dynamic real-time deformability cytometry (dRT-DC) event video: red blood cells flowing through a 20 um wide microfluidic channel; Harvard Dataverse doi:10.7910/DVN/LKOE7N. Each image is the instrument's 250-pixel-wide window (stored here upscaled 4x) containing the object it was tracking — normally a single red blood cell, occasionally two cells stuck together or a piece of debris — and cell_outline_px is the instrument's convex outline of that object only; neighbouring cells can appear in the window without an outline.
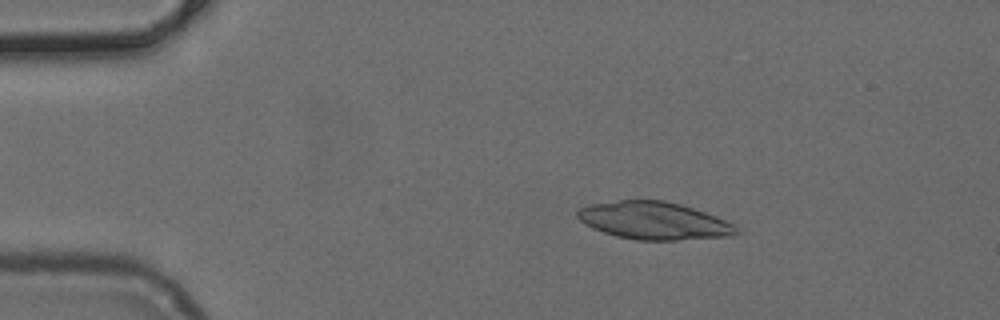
{"species": "common noctule bat (a hibernating species)", "species_latin": "Nyctalus noctula", "temperature_condition": "cold", "stored_images_in_passage": 49, "camera_frame_rate_fps": 3000, "um_per_image_px": 0.085, "animal": {"sex": "female", "body_mass_g": 24.6, "forearm_length_mm": 56.2}, "frame": {"image": 1, "passage_image": 8, "time_ms": 2.333, "image_size_px": [1000, 320], "cell_outline_px": [[740, 232], [732, 236], [676, 240], [636, 240], [616, 236], [592, 228], [584, 224], [576, 216], [576, 212], [580, 208], [588, 204], [620, 200], [664, 200], [680, 204], [716, 216], [732, 224]], "centroid_in_image_um": [55.54, 18.76], "position_along_channel_um": 29.5, "area_um2": 34.74}}